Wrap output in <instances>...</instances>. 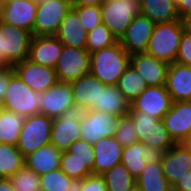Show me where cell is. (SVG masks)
Instances as JSON below:
<instances>
[{"instance_id":"6da1fadb","label":"cell","mask_w":191,"mask_h":191,"mask_svg":"<svg viewBox=\"0 0 191 191\" xmlns=\"http://www.w3.org/2000/svg\"><path fill=\"white\" fill-rule=\"evenodd\" d=\"M130 65V54L117 41L114 45L90 53V73L103 84L115 86Z\"/></svg>"},{"instance_id":"7a4b0ae2","label":"cell","mask_w":191,"mask_h":191,"mask_svg":"<svg viewBox=\"0 0 191 191\" xmlns=\"http://www.w3.org/2000/svg\"><path fill=\"white\" fill-rule=\"evenodd\" d=\"M186 29V21L180 19L156 24L146 53L168 65L175 63L180 40Z\"/></svg>"},{"instance_id":"3957f363","label":"cell","mask_w":191,"mask_h":191,"mask_svg":"<svg viewBox=\"0 0 191 191\" xmlns=\"http://www.w3.org/2000/svg\"><path fill=\"white\" fill-rule=\"evenodd\" d=\"M100 9L102 23L119 41L133 18L140 15V0H105Z\"/></svg>"},{"instance_id":"277c9868","label":"cell","mask_w":191,"mask_h":191,"mask_svg":"<svg viewBox=\"0 0 191 191\" xmlns=\"http://www.w3.org/2000/svg\"><path fill=\"white\" fill-rule=\"evenodd\" d=\"M41 104V92L33 91L14 74L0 108L28 117L39 114Z\"/></svg>"},{"instance_id":"5b68a950","label":"cell","mask_w":191,"mask_h":191,"mask_svg":"<svg viewBox=\"0 0 191 191\" xmlns=\"http://www.w3.org/2000/svg\"><path fill=\"white\" fill-rule=\"evenodd\" d=\"M128 115L133 120L138 142L164 152L176 144L170 137L162 119L139 111H130Z\"/></svg>"},{"instance_id":"8992f818","label":"cell","mask_w":191,"mask_h":191,"mask_svg":"<svg viewBox=\"0 0 191 191\" xmlns=\"http://www.w3.org/2000/svg\"><path fill=\"white\" fill-rule=\"evenodd\" d=\"M31 32L2 21L0 24V61L13 66L28 58Z\"/></svg>"},{"instance_id":"52a82bcc","label":"cell","mask_w":191,"mask_h":191,"mask_svg":"<svg viewBox=\"0 0 191 191\" xmlns=\"http://www.w3.org/2000/svg\"><path fill=\"white\" fill-rule=\"evenodd\" d=\"M52 123L53 119L43 114L26 117L16 145L24 157L50 144Z\"/></svg>"},{"instance_id":"ba28073f","label":"cell","mask_w":191,"mask_h":191,"mask_svg":"<svg viewBox=\"0 0 191 191\" xmlns=\"http://www.w3.org/2000/svg\"><path fill=\"white\" fill-rule=\"evenodd\" d=\"M121 117L97 110L81 112V139L93 145L103 137H114Z\"/></svg>"},{"instance_id":"9c48e42d","label":"cell","mask_w":191,"mask_h":191,"mask_svg":"<svg viewBox=\"0 0 191 191\" xmlns=\"http://www.w3.org/2000/svg\"><path fill=\"white\" fill-rule=\"evenodd\" d=\"M72 6V0H49L37 4L32 36H55Z\"/></svg>"},{"instance_id":"30bf717a","label":"cell","mask_w":191,"mask_h":191,"mask_svg":"<svg viewBox=\"0 0 191 191\" xmlns=\"http://www.w3.org/2000/svg\"><path fill=\"white\" fill-rule=\"evenodd\" d=\"M54 70L58 81L68 83L76 81L90 73V53L86 49L63 45V51Z\"/></svg>"},{"instance_id":"8fae6325","label":"cell","mask_w":191,"mask_h":191,"mask_svg":"<svg viewBox=\"0 0 191 191\" xmlns=\"http://www.w3.org/2000/svg\"><path fill=\"white\" fill-rule=\"evenodd\" d=\"M41 102L39 114L46 115L52 119L76 111L72 86L68 82L58 81L47 91L41 92Z\"/></svg>"},{"instance_id":"7c38bea8","label":"cell","mask_w":191,"mask_h":191,"mask_svg":"<svg viewBox=\"0 0 191 191\" xmlns=\"http://www.w3.org/2000/svg\"><path fill=\"white\" fill-rule=\"evenodd\" d=\"M14 73L33 91L45 92L57 82L54 68L25 59L12 66Z\"/></svg>"},{"instance_id":"4fadbf2b","label":"cell","mask_w":191,"mask_h":191,"mask_svg":"<svg viewBox=\"0 0 191 191\" xmlns=\"http://www.w3.org/2000/svg\"><path fill=\"white\" fill-rule=\"evenodd\" d=\"M171 104L172 101L165 86H148L130 103V111H139L157 119H163Z\"/></svg>"},{"instance_id":"5bb4252c","label":"cell","mask_w":191,"mask_h":191,"mask_svg":"<svg viewBox=\"0 0 191 191\" xmlns=\"http://www.w3.org/2000/svg\"><path fill=\"white\" fill-rule=\"evenodd\" d=\"M81 112L74 111L53 119L50 143L59 151H67L69 146L81 139Z\"/></svg>"},{"instance_id":"9a60e30c","label":"cell","mask_w":191,"mask_h":191,"mask_svg":"<svg viewBox=\"0 0 191 191\" xmlns=\"http://www.w3.org/2000/svg\"><path fill=\"white\" fill-rule=\"evenodd\" d=\"M73 101L76 111L97 110L100 91L106 86L91 73L71 82Z\"/></svg>"},{"instance_id":"2e32d148","label":"cell","mask_w":191,"mask_h":191,"mask_svg":"<svg viewBox=\"0 0 191 191\" xmlns=\"http://www.w3.org/2000/svg\"><path fill=\"white\" fill-rule=\"evenodd\" d=\"M155 25L146 16L141 14L135 16L119 43L128 54L146 52Z\"/></svg>"},{"instance_id":"e0dca14e","label":"cell","mask_w":191,"mask_h":191,"mask_svg":"<svg viewBox=\"0 0 191 191\" xmlns=\"http://www.w3.org/2000/svg\"><path fill=\"white\" fill-rule=\"evenodd\" d=\"M163 150L145 146L141 142L123 147L121 164H123L136 179L146 168L147 163L161 162Z\"/></svg>"},{"instance_id":"ac0fdd59","label":"cell","mask_w":191,"mask_h":191,"mask_svg":"<svg viewBox=\"0 0 191 191\" xmlns=\"http://www.w3.org/2000/svg\"><path fill=\"white\" fill-rule=\"evenodd\" d=\"M162 120L173 141L181 143L191 132V101L172 102Z\"/></svg>"},{"instance_id":"d6986e66","label":"cell","mask_w":191,"mask_h":191,"mask_svg":"<svg viewBox=\"0 0 191 191\" xmlns=\"http://www.w3.org/2000/svg\"><path fill=\"white\" fill-rule=\"evenodd\" d=\"M160 163L164 177L173 187L191 170V150L186 149L181 143L175 144L164 152Z\"/></svg>"},{"instance_id":"ffe728a7","label":"cell","mask_w":191,"mask_h":191,"mask_svg":"<svg viewBox=\"0 0 191 191\" xmlns=\"http://www.w3.org/2000/svg\"><path fill=\"white\" fill-rule=\"evenodd\" d=\"M130 65L141 74L147 86H165L167 63L142 52L130 54Z\"/></svg>"},{"instance_id":"44dd1931","label":"cell","mask_w":191,"mask_h":191,"mask_svg":"<svg viewBox=\"0 0 191 191\" xmlns=\"http://www.w3.org/2000/svg\"><path fill=\"white\" fill-rule=\"evenodd\" d=\"M34 0H8L1 8L2 21L31 32L36 18Z\"/></svg>"},{"instance_id":"7402d4cb","label":"cell","mask_w":191,"mask_h":191,"mask_svg":"<svg viewBox=\"0 0 191 191\" xmlns=\"http://www.w3.org/2000/svg\"><path fill=\"white\" fill-rule=\"evenodd\" d=\"M62 51L63 44L55 36H32L27 59L55 68Z\"/></svg>"},{"instance_id":"603a6c76","label":"cell","mask_w":191,"mask_h":191,"mask_svg":"<svg viewBox=\"0 0 191 191\" xmlns=\"http://www.w3.org/2000/svg\"><path fill=\"white\" fill-rule=\"evenodd\" d=\"M165 88L172 102L191 101V67L177 62L170 64Z\"/></svg>"},{"instance_id":"cb8c5ba5","label":"cell","mask_w":191,"mask_h":191,"mask_svg":"<svg viewBox=\"0 0 191 191\" xmlns=\"http://www.w3.org/2000/svg\"><path fill=\"white\" fill-rule=\"evenodd\" d=\"M95 162L93 175H102L115 165L121 163L123 147L114 137L102 138L93 144Z\"/></svg>"},{"instance_id":"d4e9b609","label":"cell","mask_w":191,"mask_h":191,"mask_svg":"<svg viewBox=\"0 0 191 191\" xmlns=\"http://www.w3.org/2000/svg\"><path fill=\"white\" fill-rule=\"evenodd\" d=\"M55 37L63 44L77 49H86L87 31L71 8L62 20Z\"/></svg>"},{"instance_id":"484cf974","label":"cell","mask_w":191,"mask_h":191,"mask_svg":"<svg viewBox=\"0 0 191 191\" xmlns=\"http://www.w3.org/2000/svg\"><path fill=\"white\" fill-rule=\"evenodd\" d=\"M61 154L62 152L50 143L26 156L25 165L41 176L60 168Z\"/></svg>"},{"instance_id":"4316f807","label":"cell","mask_w":191,"mask_h":191,"mask_svg":"<svg viewBox=\"0 0 191 191\" xmlns=\"http://www.w3.org/2000/svg\"><path fill=\"white\" fill-rule=\"evenodd\" d=\"M140 14L155 24L180 19L174 0H140Z\"/></svg>"},{"instance_id":"83f0119b","label":"cell","mask_w":191,"mask_h":191,"mask_svg":"<svg viewBox=\"0 0 191 191\" xmlns=\"http://www.w3.org/2000/svg\"><path fill=\"white\" fill-rule=\"evenodd\" d=\"M97 111L111 113L116 116H125L130 112V102L116 85H106L104 89L100 91Z\"/></svg>"},{"instance_id":"f1b7e54d","label":"cell","mask_w":191,"mask_h":191,"mask_svg":"<svg viewBox=\"0 0 191 191\" xmlns=\"http://www.w3.org/2000/svg\"><path fill=\"white\" fill-rule=\"evenodd\" d=\"M136 186L142 191H173L170 182L164 177L160 162L147 163L136 178Z\"/></svg>"},{"instance_id":"f546056e","label":"cell","mask_w":191,"mask_h":191,"mask_svg":"<svg viewBox=\"0 0 191 191\" xmlns=\"http://www.w3.org/2000/svg\"><path fill=\"white\" fill-rule=\"evenodd\" d=\"M26 117L0 108V143L16 146Z\"/></svg>"},{"instance_id":"4dcf8cb0","label":"cell","mask_w":191,"mask_h":191,"mask_svg":"<svg viewBox=\"0 0 191 191\" xmlns=\"http://www.w3.org/2000/svg\"><path fill=\"white\" fill-rule=\"evenodd\" d=\"M116 86L130 103L148 87L141 74L131 65L120 76Z\"/></svg>"},{"instance_id":"1f68e13d","label":"cell","mask_w":191,"mask_h":191,"mask_svg":"<svg viewBox=\"0 0 191 191\" xmlns=\"http://www.w3.org/2000/svg\"><path fill=\"white\" fill-rule=\"evenodd\" d=\"M101 176L105 180L107 191H131L136 186V179L121 163L115 165Z\"/></svg>"},{"instance_id":"d6a6232c","label":"cell","mask_w":191,"mask_h":191,"mask_svg":"<svg viewBox=\"0 0 191 191\" xmlns=\"http://www.w3.org/2000/svg\"><path fill=\"white\" fill-rule=\"evenodd\" d=\"M25 165V157L16 146L0 143V178L9 179Z\"/></svg>"},{"instance_id":"836d02e7","label":"cell","mask_w":191,"mask_h":191,"mask_svg":"<svg viewBox=\"0 0 191 191\" xmlns=\"http://www.w3.org/2000/svg\"><path fill=\"white\" fill-rule=\"evenodd\" d=\"M60 169L70 178L83 179L93 174V166L88 160L73 158V154L62 152Z\"/></svg>"},{"instance_id":"e575fe53","label":"cell","mask_w":191,"mask_h":191,"mask_svg":"<svg viewBox=\"0 0 191 191\" xmlns=\"http://www.w3.org/2000/svg\"><path fill=\"white\" fill-rule=\"evenodd\" d=\"M117 42L111 31L103 24H99L93 30L87 32L86 50L93 53L110 47Z\"/></svg>"},{"instance_id":"d590c367","label":"cell","mask_w":191,"mask_h":191,"mask_svg":"<svg viewBox=\"0 0 191 191\" xmlns=\"http://www.w3.org/2000/svg\"><path fill=\"white\" fill-rule=\"evenodd\" d=\"M9 179L14 191H41L39 175L26 165L20 168Z\"/></svg>"},{"instance_id":"8d00e7d4","label":"cell","mask_w":191,"mask_h":191,"mask_svg":"<svg viewBox=\"0 0 191 191\" xmlns=\"http://www.w3.org/2000/svg\"><path fill=\"white\" fill-rule=\"evenodd\" d=\"M41 191H67L71 182L60 168L39 176Z\"/></svg>"},{"instance_id":"74e56055","label":"cell","mask_w":191,"mask_h":191,"mask_svg":"<svg viewBox=\"0 0 191 191\" xmlns=\"http://www.w3.org/2000/svg\"><path fill=\"white\" fill-rule=\"evenodd\" d=\"M72 8L77 12L79 20L87 32L102 23L100 6H72Z\"/></svg>"},{"instance_id":"f35d334b","label":"cell","mask_w":191,"mask_h":191,"mask_svg":"<svg viewBox=\"0 0 191 191\" xmlns=\"http://www.w3.org/2000/svg\"><path fill=\"white\" fill-rule=\"evenodd\" d=\"M114 138L122 147L129 146L138 141L133 120L129 115L121 117Z\"/></svg>"},{"instance_id":"ab89813d","label":"cell","mask_w":191,"mask_h":191,"mask_svg":"<svg viewBox=\"0 0 191 191\" xmlns=\"http://www.w3.org/2000/svg\"><path fill=\"white\" fill-rule=\"evenodd\" d=\"M67 152L73 154V158L79 160H88L92 166L95 162L93 145L87 143L85 140L80 139L73 142L69 146Z\"/></svg>"},{"instance_id":"60d3db41","label":"cell","mask_w":191,"mask_h":191,"mask_svg":"<svg viewBox=\"0 0 191 191\" xmlns=\"http://www.w3.org/2000/svg\"><path fill=\"white\" fill-rule=\"evenodd\" d=\"M176 62L191 67V30L188 28L182 34Z\"/></svg>"},{"instance_id":"b9f144b4","label":"cell","mask_w":191,"mask_h":191,"mask_svg":"<svg viewBox=\"0 0 191 191\" xmlns=\"http://www.w3.org/2000/svg\"><path fill=\"white\" fill-rule=\"evenodd\" d=\"M80 191H107L104 178L101 175H90L82 179Z\"/></svg>"},{"instance_id":"7bdbcfd3","label":"cell","mask_w":191,"mask_h":191,"mask_svg":"<svg viewBox=\"0 0 191 191\" xmlns=\"http://www.w3.org/2000/svg\"><path fill=\"white\" fill-rule=\"evenodd\" d=\"M12 66H6L0 70V104L3 102L7 89L9 87L10 78L14 75Z\"/></svg>"},{"instance_id":"ee69618b","label":"cell","mask_w":191,"mask_h":191,"mask_svg":"<svg viewBox=\"0 0 191 191\" xmlns=\"http://www.w3.org/2000/svg\"><path fill=\"white\" fill-rule=\"evenodd\" d=\"M180 20L186 21L191 17V0H174Z\"/></svg>"},{"instance_id":"f6af8a7d","label":"cell","mask_w":191,"mask_h":191,"mask_svg":"<svg viewBox=\"0 0 191 191\" xmlns=\"http://www.w3.org/2000/svg\"><path fill=\"white\" fill-rule=\"evenodd\" d=\"M173 191H191V170L173 186Z\"/></svg>"},{"instance_id":"bcb514c9","label":"cell","mask_w":191,"mask_h":191,"mask_svg":"<svg viewBox=\"0 0 191 191\" xmlns=\"http://www.w3.org/2000/svg\"><path fill=\"white\" fill-rule=\"evenodd\" d=\"M105 0H72L73 6H88L97 5L100 6Z\"/></svg>"},{"instance_id":"7dc6e473","label":"cell","mask_w":191,"mask_h":191,"mask_svg":"<svg viewBox=\"0 0 191 191\" xmlns=\"http://www.w3.org/2000/svg\"><path fill=\"white\" fill-rule=\"evenodd\" d=\"M0 191H14L10 179L0 178Z\"/></svg>"},{"instance_id":"c3c4849f","label":"cell","mask_w":191,"mask_h":191,"mask_svg":"<svg viewBox=\"0 0 191 191\" xmlns=\"http://www.w3.org/2000/svg\"><path fill=\"white\" fill-rule=\"evenodd\" d=\"M82 190V180L81 179H71L69 188L67 191H80Z\"/></svg>"},{"instance_id":"681fc988","label":"cell","mask_w":191,"mask_h":191,"mask_svg":"<svg viewBox=\"0 0 191 191\" xmlns=\"http://www.w3.org/2000/svg\"><path fill=\"white\" fill-rule=\"evenodd\" d=\"M181 144L188 150H191V132L186 136V138L181 142Z\"/></svg>"},{"instance_id":"f907efd6","label":"cell","mask_w":191,"mask_h":191,"mask_svg":"<svg viewBox=\"0 0 191 191\" xmlns=\"http://www.w3.org/2000/svg\"><path fill=\"white\" fill-rule=\"evenodd\" d=\"M187 28L191 30V17L186 20Z\"/></svg>"},{"instance_id":"816d5d0a","label":"cell","mask_w":191,"mask_h":191,"mask_svg":"<svg viewBox=\"0 0 191 191\" xmlns=\"http://www.w3.org/2000/svg\"><path fill=\"white\" fill-rule=\"evenodd\" d=\"M8 0H0V9L6 4Z\"/></svg>"},{"instance_id":"f5cc1de1","label":"cell","mask_w":191,"mask_h":191,"mask_svg":"<svg viewBox=\"0 0 191 191\" xmlns=\"http://www.w3.org/2000/svg\"><path fill=\"white\" fill-rule=\"evenodd\" d=\"M37 4H40V3H45L49 0H34Z\"/></svg>"},{"instance_id":"db71d44e","label":"cell","mask_w":191,"mask_h":191,"mask_svg":"<svg viewBox=\"0 0 191 191\" xmlns=\"http://www.w3.org/2000/svg\"><path fill=\"white\" fill-rule=\"evenodd\" d=\"M131 191H142L139 187L135 186Z\"/></svg>"},{"instance_id":"11a10c76","label":"cell","mask_w":191,"mask_h":191,"mask_svg":"<svg viewBox=\"0 0 191 191\" xmlns=\"http://www.w3.org/2000/svg\"><path fill=\"white\" fill-rule=\"evenodd\" d=\"M4 67L6 66L0 61V70H2Z\"/></svg>"},{"instance_id":"9f6ffc18","label":"cell","mask_w":191,"mask_h":191,"mask_svg":"<svg viewBox=\"0 0 191 191\" xmlns=\"http://www.w3.org/2000/svg\"><path fill=\"white\" fill-rule=\"evenodd\" d=\"M2 23V14H1V9H0V24Z\"/></svg>"}]
</instances>
